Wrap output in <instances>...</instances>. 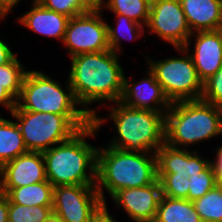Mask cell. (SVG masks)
I'll list each match as a JSON object with an SVG mask.
<instances>
[{"mask_svg":"<svg viewBox=\"0 0 222 222\" xmlns=\"http://www.w3.org/2000/svg\"><path fill=\"white\" fill-rule=\"evenodd\" d=\"M120 54L112 50L83 53L70 58L68 80L79 104L94 116L98 111L89 108L93 103L108 105L120 100L125 70ZM108 102V103H107Z\"/></svg>","mask_w":222,"mask_h":222,"instance_id":"cell-1","label":"cell"},{"mask_svg":"<svg viewBox=\"0 0 222 222\" xmlns=\"http://www.w3.org/2000/svg\"><path fill=\"white\" fill-rule=\"evenodd\" d=\"M90 11H104L106 0H80Z\"/></svg>","mask_w":222,"mask_h":222,"instance_id":"cell-34","label":"cell"},{"mask_svg":"<svg viewBox=\"0 0 222 222\" xmlns=\"http://www.w3.org/2000/svg\"><path fill=\"white\" fill-rule=\"evenodd\" d=\"M45 8L64 14L69 18L90 12L80 0H40Z\"/></svg>","mask_w":222,"mask_h":222,"instance_id":"cell-27","label":"cell"},{"mask_svg":"<svg viewBox=\"0 0 222 222\" xmlns=\"http://www.w3.org/2000/svg\"><path fill=\"white\" fill-rule=\"evenodd\" d=\"M106 108L110 109L107 117L102 118L98 116L99 113L92 116V124L98 131L107 123L106 120L115 126L114 134L117 135H112L113 140L110 139L105 146L127 152L155 153L165 143L166 112L136 109L120 101Z\"/></svg>","mask_w":222,"mask_h":222,"instance_id":"cell-3","label":"cell"},{"mask_svg":"<svg viewBox=\"0 0 222 222\" xmlns=\"http://www.w3.org/2000/svg\"><path fill=\"white\" fill-rule=\"evenodd\" d=\"M98 130L91 123L71 139L43 151L46 178L53 185H96L98 147L88 143Z\"/></svg>","mask_w":222,"mask_h":222,"instance_id":"cell-4","label":"cell"},{"mask_svg":"<svg viewBox=\"0 0 222 222\" xmlns=\"http://www.w3.org/2000/svg\"><path fill=\"white\" fill-rule=\"evenodd\" d=\"M54 186L48 181L12 188L6 196L12 203L23 206H52Z\"/></svg>","mask_w":222,"mask_h":222,"instance_id":"cell-21","label":"cell"},{"mask_svg":"<svg viewBox=\"0 0 222 222\" xmlns=\"http://www.w3.org/2000/svg\"><path fill=\"white\" fill-rule=\"evenodd\" d=\"M8 222H54L52 206H23L9 200Z\"/></svg>","mask_w":222,"mask_h":222,"instance_id":"cell-25","label":"cell"},{"mask_svg":"<svg viewBox=\"0 0 222 222\" xmlns=\"http://www.w3.org/2000/svg\"><path fill=\"white\" fill-rule=\"evenodd\" d=\"M146 1H147L148 4L151 6V5H153V4L157 3V2H160V1H162V0H146Z\"/></svg>","mask_w":222,"mask_h":222,"instance_id":"cell-37","label":"cell"},{"mask_svg":"<svg viewBox=\"0 0 222 222\" xmlns=\"http://www.w3.org/2000/svg\"><path fill=\"white\" fill-rule=\"evenodd\" d=\"M27 67L16 55L9 63L0 66V84L17 100Z\"/></svg>","mask_w":222,"mask_h":222,"instance_id":"cell-26","label":"cell"},{"mask_svg":"<svg viewBox=\"0 0 222 222\" xmlns=\"http://www.w3.org/2000/svg\"><path fill=\"white\" fill-rule=\"evenodd\" d=\"M108 209L107 203H102L91 215L89 222H122L114 219Z\"/></svg>","mask_w":222,"mask_h":222,"instance_id":"cell-29","label":"cell"},{"mask_svg":"<svg viewBox=\"0 0 222 222\" xmlns=\"http://www.w3.org/2000/svg\"><path fill=\"white\" fill-rule=\"evenodd\" d=\"M191 33L222 29V0H180Z\"/></svg>","mask_w":222,"mask_h":222,"instance_id":"cell-18","label":"cell"},{"mask_svg":"<svg viewBox=\"0 0 222 222\" xmlns=\"http://www.w3.org/2000/svg\"><path fill=\"white\" fill-rule=\"evenodd\" d=\"M9 199L0 193V222H8Z\"/></svg>","mask_w":222,"mask_h":222,"instance_id":"cell-33","label":"cell"},{"mask_svg":"<svg viewBox=\"0 0 222 222\" xmlns=\"http://www.w3.org/2000/svg\"><path fill=\"white\" fill-rule=\"evenodd\" d=\"M154 222H202L193 201L161 196Z\"/></svg>","mask_w":222,"mask_h":222,"instance_id":"cell-19","label":"cell"},{"mask_svg":"<svg viewBox=\"0 0 222 222\" xmlns=\"http://www.w3.org/2000/svg\"><path fill=\"white\" fill-rule=\"evenodd\" d=\"M145 28L149 35L156 34L174 48L184 47L192 35L180 0H162L151 5Z\"/></svg>","mask_w":222,"mask_h":222,"instance_id":"cell-12","label":"cell"},{"mask_svg":"<svg viewBox=\"0 0 222 222\" xmlns=\"http://www.w3.org/2000/svg\"><path fill=\"white\" fill-rule=\"evenodd\" d=\"M113 14H121L146 27L150 5L146 0H106L104 10Z\"/></svg>","mask_w":222,"mask_h":222,"instance_id":"cell-23","label":"cell"},{"mask_svg":"<svg viewBox=\"0 0 222 222\" xmlns=\"http://www.w3.org/2000/svg\"><path fill=\"white\" fill-rule=\"evenodd\" d=\"M0 106L9 113L16 107V99L0 84Z\"/></svg>","mask_w":222,"mask_h":222,"instance_id":"cell-31","label":"cell"},{"mask_svg":"<svg viewBox=\"0 0 222 222\" xmlns=\"http://www.w3.org/2000/svg\"><path fill=\"white\" fill-rule=\"evenodd\" d=\"M0 38V66L9 63L17 53L12 51V48Z\"/></svg>","mask_w":222,"mask_h":222,"instance_id":"cell-32","label":"cell"},{"mask_svg":"<svg viewBox=\"0 0 222 222\" xmlns=\"http://www.w3.org/2000/svg\"><path fill=\"white\" fill-rule=\"evenodd\" d=\"M64 87L40 70H28L16 100V105L30 112H49L57 115H90L77 101L68 78Z\"/></svg>","mask_w":222,"mask_h":222,"instance_id":"cell-8","label":"cell"},{"mask_svg":"<svg viewBox=\"0 0 222 222\" xmlns=\"http://www.w3.org/2000/svg\"><path fill=\"white\" fill-rule=\"evenodd\" d=\"M193 204L202 222H222V185L217 184Z\"/></svg>","mask_w":222,"mask_h":222,"instance_id":"cell-24","label":"cell"},{"mask_svg":"<svg viewBox=\"0 0 222 222\" xmlns=\"http://www.w3.org/2000/svg\"><path fill=\"white\" fill-rule=\"evenodd\" d=\"M215 160L210 159V165L212 167L216 183L222 185V145L215 148Z\"/></svg>","mask_w":222,"mask_h":222,"instance_id":"cell-30","label":"cell"},{"mask_svg":"<svg viewBox=\"0 0 222 222\" xmlns=\"http://www.w3.org/2000/svg\"><path fill=\"white\" fill-rule=\"evenodd\" d=\"M23 0H0V9L7 15L14 10V7Z\"/></svg>","mask_w":222,"mask_h":222,"instance_id":"cell-35","label":"cell"},{"mask_svg":"<svg viewBox=\"0 0 222 222\" xmlns=\"http://www.w3.org/2000/svg\"><path fill=\"white\" fill-rule=\"evenodd\" d=\"M222 136V108L202 99L172 103L165 114V143L188 149Z\"/></svg>","mask_w":222,"mask_h":222,"instance_id":"cell-6","label":"cell"},{"mask_svg":"<svg viewBox=\"0 0 222 222\" xmlns=\"http://www.w3.org/2000/svg\"><path fill=\"white\" fill-rule=\"evenodd\" d=\"M103 11H90L69 19L62 43L69 58L110 50Z\"/></svg>","mask_w":222,"mask_h":222,"instance_id":"cell-10","label":"cell"},{"mask_svg":"<svg viewBox=\"0 0 222 222\" xmlns=\"http://www.w3.org/2000/svg\"><path fill=\"white\" fill-rule=\"evenodd\" d=\"M115 16V27L107 23V33H108V44L110 50L117 54H121L122 48V41L130 40L135 41L141 38L144 35L145 27L140 25L139 23L134 22L133 20L129 19L128 17L121 15V14H113ZM122 40V41H121Z\"/></svg>","mask_w":222,"mask_h":222,"instance_id":"cell-22","label":"cell"},{"mask_svg":"<svg viewBox=\"0 0 222 222\" xmlns=\"http://www.w3.org/2000/svg\"><path fill=\"white\" fill-rule=\"evenodd\" d=\"M95 185H58L53 190L55 222H89L102 204Z\"/></svg>","mask_w":222,"mask_h":222,"instance_id":"cell-11","label":"cell"},{"mask_svg":"<svg viewBox=\"0 0 222 222\" xmlns=\"http://www.w3.org/2000/svg\"><path fill=\"white\" fill-rule=\"evenodd\" d=\"M161 196V184L157 179L144 187L119 190L111 199L116 209L121 208L132 222H154Z\"/></svg>","mask_w":222,"mask_h":222,"instance_id":"cell-13","label":"cell"},{"mask_svg":"<svg viewBox=\"0 0 222 222\" xmlns=\"http://www.w3.org/2000/svg\"><path fill=\"white\" fill-rule=\"evenodd\" d=\"M191 41H194L193 48ZM184 47L191 55L197 75L203 83L222 67V29L194 32Z\"/></svg>","mask_w":222,"mask_h":222,"instance_id":"cell-16","label":"cell"},{"mask_svg":"<svg viewBox=\"0 0 222 222\" xmlns=\"http://www.w3.org/2000/svg\"><path fill=\"white\" fill-rule=\"evenodd\" d=\"M146 76L140 80L124 76L123 92L120 102L136 109L167 112L172 103L165 95L154 74L146 67Z\"/></svg>","mask_w":222,"mask_h":222,"instance_id":"cell-14","label":"cell"},{"mask_svg":"<svg viewBox=\"0 0 222 222\" xmlns=\"http://www.w3.org/2000/svg\"><path fill=\"white\" fill-rule=\"evenodd\" d=\"M201 99L222 108V67L203 83Z\"/></svg>","mask_w":222,"mask_h":222,"instance_id":"cell-28","label":"cell"},{"mask_svg":"<svg viewBox=\"0 0 222 222\" xmlns=\"http://www.w3.org/2000/svg\"><path fill=\"white\" fill-rule=\"evenodd\" d=\"M46 180L43 153L29 151L0 168V193L6 195L12 188H20Z\"/></svg>","mask_w":222,"mask_h":222,"instance_id":"cell-15","label":"cell"},{"mask_svg":"<svg viewBox=\"0 0 222 222\" xmlns=\"http://www.w3.org/2000/svg\"><path fill=\"white\" fill-rule=\"evenodd\" d=\"M29 152L15 120L0 116V168L19 155Z\"/></svg>","mask_w":222,"mask_h":222,"instance_id":"cell-20","label":"cell"},{"mask_svg":"<svg viewBox=\"0 0 222 222\" xmlns=\"http://www.w3.org/2000/svg\"><path fill=\"white\" fill-rule=\"evenodd\" d=\"M157 180L156 155L152 152H127L99 145L96 188L103 203L119 190L150 185ZM105 191V192H104Z\"/></svg>","mask_w":222,"mask_h":222,"instance_id":"cell-5","label":"cell"},{"mask_svg":"<svg viewBox=\"0 0 222 222\" xmlns=\"http://www.w3.org/2000/svg\"><path fill=\"white\" fill-rule=\"evenodd\" d=\"M28 151L43 152L71 139L92 123L91 115H57L49 112H30L17 105L10 112Z\"/></svg>","mask_w":222,"mask_h":222,"instance_id":"cell-7","label":"cell"},{"mask_svg":"<svg viewBox=\"0 0 222 222\" xmlns=\"http://www.w3.org/2000/svg\"><path fill=\"white\" fill-rule=\"evenodd\" d=\"M174 50L181 55L156 61L146 55V65L171 103L201 99L203 82L197 75L191 55L185 47H175Z\"/></svg>","mask_w":222,"mask_h":222,"instance_id":"cell-9","label":"cell"},{"mask_svg":"<svg viewBox=\"0 0 222 222\" xmlns=\"http://www.w3.org/2000/svg\"><path fill=\"white\" fill-rule=\"evenodd\" d=\"M8 17L1 9H0V21L6 19Z\"/></svg>","mask_w":222,"mask_h":222,"instance_id":"cell-36","label":"cell"},{"mask_svg":"<svg viewBox=\"0 0 222 222\" xmlns=\"http://www.w3.org/2000/svg\"><path fill=\"white\" fill-rule=\"evenodd\" d=\"M199 154L195 148L179 149L166 143L155 152L163 196L194 201L217 185L210 160Z\"/></svg>","mask_w":222,"mask_h":222,"instance_id":"cell-2","label":"cell"},{"mask_svg":"<svg viewBox=\"0 0 222 222\" xmlns=\"http://www.w3.org/2000/svg\"><path fill=\"white\" fill-rule=\"evenodd\" d=\"M69 19L68 16L51 11L38 1L32 0L31 9L17 20L31 32L58 39L62 43Z\"/></svg>","mask_w":222,"mask_h":222,"instance_id":"cell-17","label":"cell"}]
</instances>
